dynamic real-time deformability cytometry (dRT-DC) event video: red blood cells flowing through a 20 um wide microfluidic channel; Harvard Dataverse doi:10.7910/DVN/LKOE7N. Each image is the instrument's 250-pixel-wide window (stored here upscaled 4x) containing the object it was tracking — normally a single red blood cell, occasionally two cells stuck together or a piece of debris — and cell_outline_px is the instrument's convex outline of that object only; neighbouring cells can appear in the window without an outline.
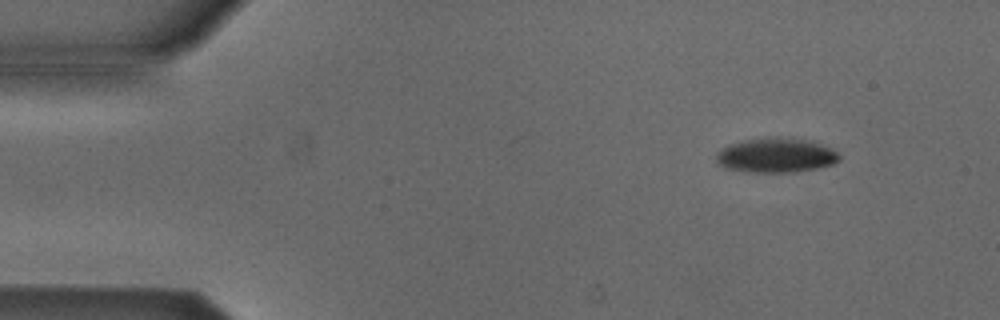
{"species": "Egyptian fruit bat (a non-hibernating species)", "species_latin": "Rousettus aegyptiacus", "temperature_condition": "cold", "stored_images_in_passage": 5, "camera_frame_rate_fps": 3000, "um_per_image_px": 0.085, "animal": {"sex": "male"}, "frame": {"image": 1, "passage_image": 2, "time_ms": 1.333, "image_size_px": [1000, 320], "cell_outline_px": [[840, 160], [832, 164], [820, 168], [796, 172], [748, 172], [728, 168], [720, 164], [716, 160], [716, 156], [720, 148], [744, 140], [776, 136], [804, 140], [820, 144], [832, 148], [840, 156]], "centroid_in_image_um": [65.98, 13.21], "position_along_channel_um": 19.0, "area_um2": 24.68}}